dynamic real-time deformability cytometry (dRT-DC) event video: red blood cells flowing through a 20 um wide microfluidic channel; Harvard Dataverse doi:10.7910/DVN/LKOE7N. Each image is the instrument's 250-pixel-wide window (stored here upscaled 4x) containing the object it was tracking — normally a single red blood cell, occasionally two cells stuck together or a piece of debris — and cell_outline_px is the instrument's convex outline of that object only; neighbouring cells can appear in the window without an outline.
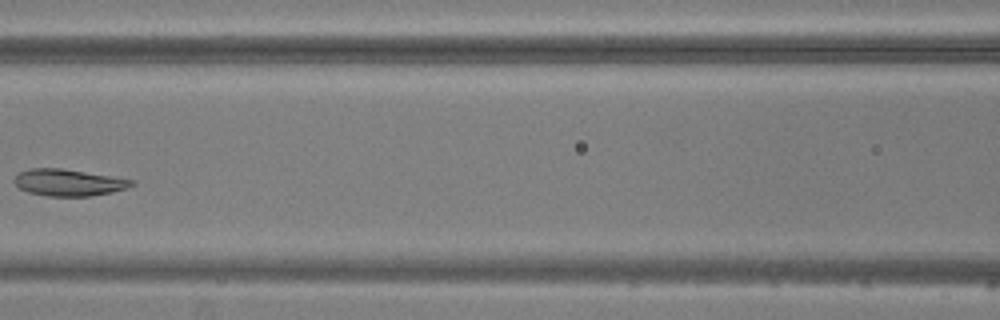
{"species": "common noctule bat (a hibernating species)", "species_latin": "Nyctalus noctula", "temperature_condition": "warm", "stored_images_in_passage": 5, "camera_frame_rate_fps": 3000, "um_per_image_px": 0.085, "animal": {"sex": "male", "body_mass_g": 20.5, "forearm_length_mm": 52.5}, "frame": {"image": 1, "passage_image": 5, "time_ms": 5.0, "image_size_px": [1000, 320], "cell_outline_px": [[136, 184], [128, 188], [112, 192], [88, 196], [48, 196], [28, 192], [20, 188], [12, 180], [20, 172], [28, 168], [60, 168], [132, 180]], "centroid_in_image_um": [5.8, 15.52], "position_along_channel_um": 160.8, "area_um2": 18.03}}